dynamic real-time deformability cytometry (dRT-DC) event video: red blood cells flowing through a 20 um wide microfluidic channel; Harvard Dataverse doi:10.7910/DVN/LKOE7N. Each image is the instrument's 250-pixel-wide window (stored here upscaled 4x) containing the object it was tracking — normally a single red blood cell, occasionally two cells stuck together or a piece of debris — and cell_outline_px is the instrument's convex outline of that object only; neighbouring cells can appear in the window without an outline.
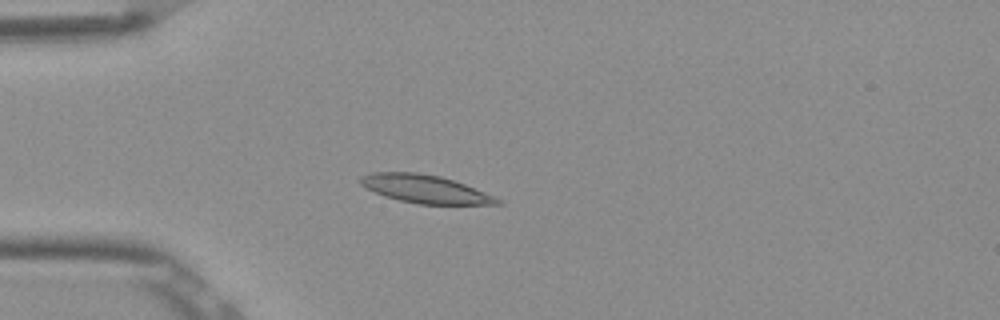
{"species": "Egyptian fruit bat (a non-hibernating species)", "species_latin": "Rousettus aegyptiacus", "temperature_condition": "room temperature", "stored_images_in_passage": 5, "camera_frame_rate_fps": 3000, "um_per_image_px": 0.085, "frame": {"image": 1, "passage_image": 4, "time_ms": 1.0, "image_size_px": [1000, 320], "cell_outline_px": [[504, 204], [420, 204], [400, 200], [384, 196], [360, 184], [360, 176], [372, 172], [416, 172], [440, 176], [464, 184], [504, 200]], "centroid_in_image_um": [36.15, 16.06], "position_along_channel_um": 48.9, "area_um2": 22.2}}